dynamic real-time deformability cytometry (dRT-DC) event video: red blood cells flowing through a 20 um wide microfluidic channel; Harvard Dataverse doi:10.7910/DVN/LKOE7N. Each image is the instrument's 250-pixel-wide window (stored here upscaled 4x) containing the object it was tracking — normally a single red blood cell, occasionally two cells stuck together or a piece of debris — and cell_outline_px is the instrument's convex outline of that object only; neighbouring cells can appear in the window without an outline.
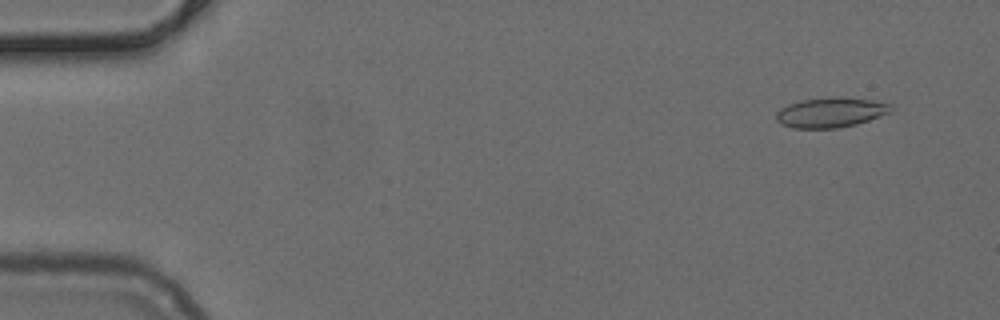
{"species": "common noctule bat (a hibernating species)", "species_latin": "Nyctalus noctula", "temperature_condition": "cold", "stored_images_in_passage": 14, "camera_frame_rate_fps": 3000, "um_per_image_px": 0.085, "animal": {"sex": "female", "body_mass_g": 24.6, "forearm_length_mm": 56.2}, "frame": {"image": 1, "passage_image": 3, "time_ms": 0.667, "image_size_px": [1000, 320], "cell_outline_px": [[892, 112], [856, 124], [836, 128], [792, 128], [780, 124], [776, 120], [776, 112], [780, 108], [788, 104], [800, 100], [832, 96], [840, 96], [872, 100], [888, 104], [892, 108]], "centroid_in_image_um": [70.57, 9.55], "position_along_channel_um": 14.4, "area_um2": 20.17}}
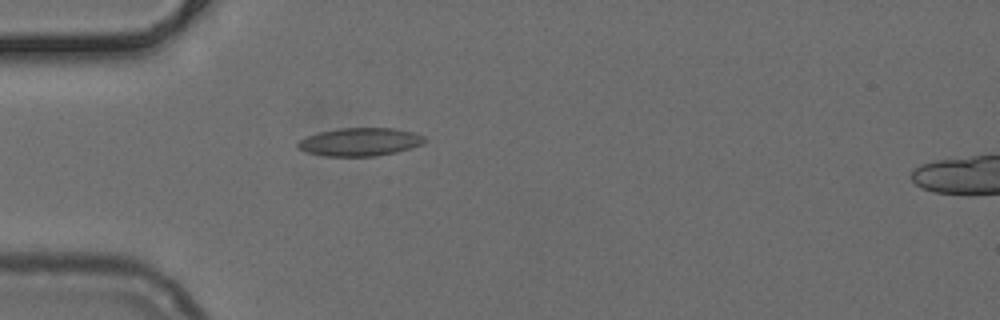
{"frame": {"image": 2, "passage_image": 14, "time_ms": 4.333, "image_size_px": [1000, 320], "cell_outline_px": [[428, 140], [424, 144], [412, 148], [396, 152], [376, 156], [324, 156], [308, 152], [300, 148], [296, 144], [300, 140], [308, 136], [320, 132], [340, 128], [392, 128], [412, 132], [424, 136]], "centroid_in_image_um": [30.66, 12.06], "position_along_channel_um": 54.3, "area_um2": 20.69}}